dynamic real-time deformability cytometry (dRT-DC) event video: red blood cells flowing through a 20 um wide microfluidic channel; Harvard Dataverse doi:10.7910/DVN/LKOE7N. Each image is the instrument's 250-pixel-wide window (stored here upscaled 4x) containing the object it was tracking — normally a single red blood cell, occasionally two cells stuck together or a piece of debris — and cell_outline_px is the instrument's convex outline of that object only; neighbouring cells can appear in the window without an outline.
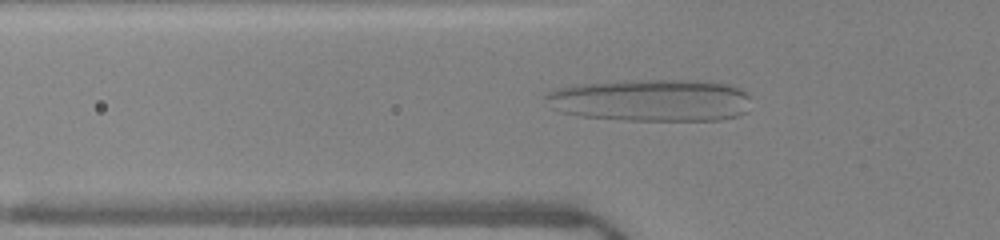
{"species": "human", "species_latin": "Homo sapiens", "temperature_condition": "warm", "stored_images_in_passage": 37, "camera_frame_rate_fps": 3000, "um_per_image_px": 0.085, "donor": {"sex": "female"}, "frame": {"image": 1, "passage_image": 5, "time_ms": 1.333, "image_size_px": [1000, 240], "cell_outline_px": [[748, 112], [736, 116], [720, 120], [624, 120], [580, 116], [560, 112], [548, 108], [544, 96], [548, 92], [556, 88], [572, 84], [628, 80], [708, 80], [732, 84], [748, 92]], "centroid_in_image_um": [55.31, 8.51], "position_along_channel_um": 70.5, "area_um2": 51.56}}
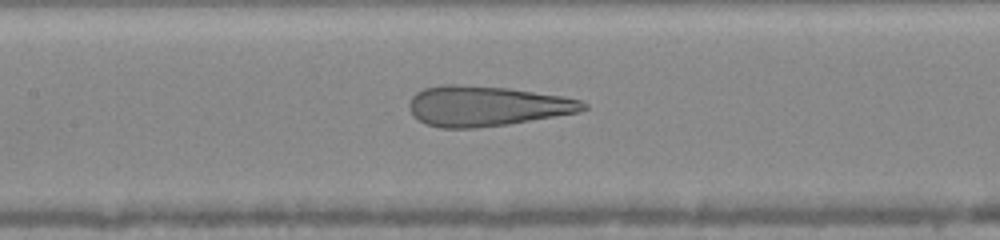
{"frame": {"image": 2, "passage_image": 12, "time_ms": 3.667, "image_size_px": [1000, 240], "cell_outline_px": [[588, 108], [580, 112], [508, 124], [476, 128], [440, 128], [428, 124], [420, 120], [408, 108], [408, 104], [412, 96], [416, 92], [424, 88], [444, 84], [452, 84], [508, 88], [560, 96], [580, 100], [588, 104]], "centroid_in_image_um": [41.36, 9.01], "position_along_channel_um": 166.0, "area_um2": 40.52}}
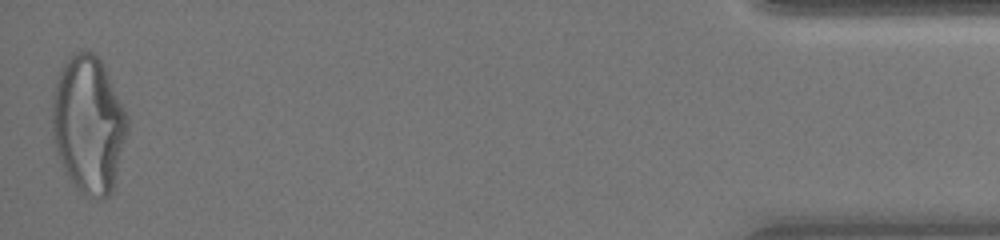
{"frame": {"image": 3, "passage_image": 37, "time_ms": 12.0, "image_size_px": [1000, 240], "cell_outline_px": [[128, 132], [112, 192], [104, 200], [100, 200], [88, 196], [68, 176], [56, 148], [52, 124], [52, 96], [60, 72], [64, 64], [76, 52], [92, 52], [104, 64], [128, 116]], "centroid_in_image_um": [7.56, 10.58], "position_along_channel_um": 427.6, "area_um2": 59.36}, "authors_computed_cell_mechanics": {"area_um2": 44.6216, "velocity_mm_per_s": 4.0797, "shape_relaxation_time_tau1_ms": null, "shape_relaxation_time_tau2_ms": 0.981, "deformation_change_tau1": null, "deformation_change_tau2": 0.1248}}